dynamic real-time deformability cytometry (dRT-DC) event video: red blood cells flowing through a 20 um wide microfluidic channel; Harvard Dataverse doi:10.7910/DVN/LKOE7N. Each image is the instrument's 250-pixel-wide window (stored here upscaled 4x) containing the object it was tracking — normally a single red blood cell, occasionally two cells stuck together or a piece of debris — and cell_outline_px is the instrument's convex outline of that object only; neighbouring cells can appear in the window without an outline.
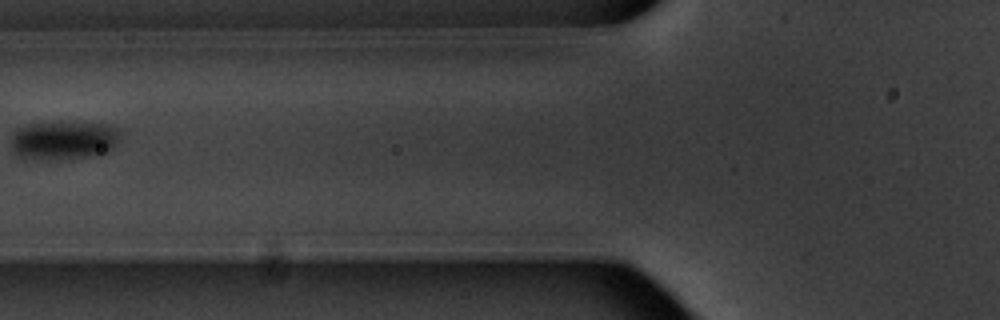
{"species": "common noctule bat (a hibernating species)", "species_latin": "Nyctalus noctula", "temperature_condition": "warm", "stored_images_in_passage": 16, "camera_frame_rate_fps": 3000, "um_per_image_px": 0.085, "animal": {"sex": "male", "body_mass_g": 20.1, "forearm_length_mm": 53.5}, "frame": {"image": 1, "passage_image": 7, "time_ms": 8.0, "image_size_px": [1000, 320], "cell_outline_px": [[124, 128], [120, 140], [108, 152], [88, 156], [24, 156], [12, 152], [12, 136], [20, 128], [32, 124], [60, 120], [112, 124]], "centroid_in_image_um": [5.59, 11.8], "position_along_channel_um": 120.2, "area_um2": 24.28}}
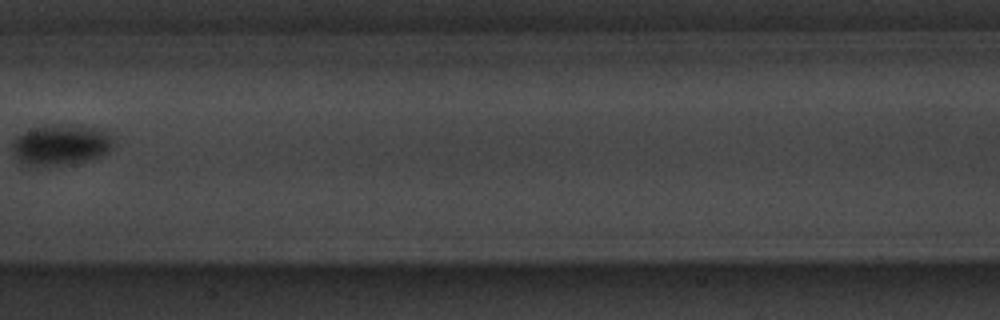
{"frame": {"image": 2, "passage_image": 9, "time_ms": 10.333, "image_size_px": [1000, 320], "cell_outline_px": [[116, 144], [104, 156], [88, 160], [64, 164], [32, 168], [28, 168], [20, 164], [16, 160], [12, 152], [12, 140], [16, 136], [32, 128], [44, 124], [84, 124], [104, 128], [108, 132]], "centroid_in_image_um": [5.17, 12.3], "position_along_channel_um": 202.2, "area_um2": 25.43}}
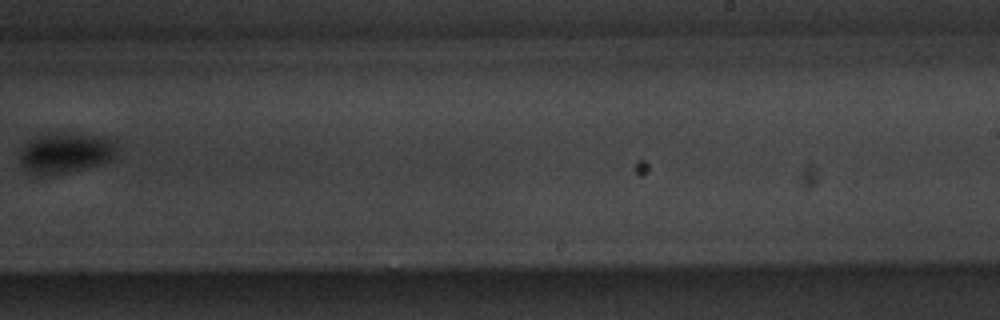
{"frame": {"image": 3, "passage_image": 11, "time_ms": 12.667, "image_size_px": [1000, 320], "cell_outline_px": [[112, 160], [104, 164], [68, 172], [28, 172], [20, 160], [20, 156], [24, 148], [28, 144], [40, 136], [48, 132], [64, 132], [104, 136], [112, 144]], "centroid_in_image_um": [5.6, 12.96], "position_along_channel_um": 283.4, "area_um2": 21.79}, "authors_computed_cell_mechanics": {"area_um2": 24.7962, "velocity_mm_per_s": 3.5062, "shape_relaxation_time_tau1_ms": 2.4775, "shape_relaxation_time_tau2_ms": null, "deformation_change_tau1": 0.089, "deformation_change_tau2": null}}